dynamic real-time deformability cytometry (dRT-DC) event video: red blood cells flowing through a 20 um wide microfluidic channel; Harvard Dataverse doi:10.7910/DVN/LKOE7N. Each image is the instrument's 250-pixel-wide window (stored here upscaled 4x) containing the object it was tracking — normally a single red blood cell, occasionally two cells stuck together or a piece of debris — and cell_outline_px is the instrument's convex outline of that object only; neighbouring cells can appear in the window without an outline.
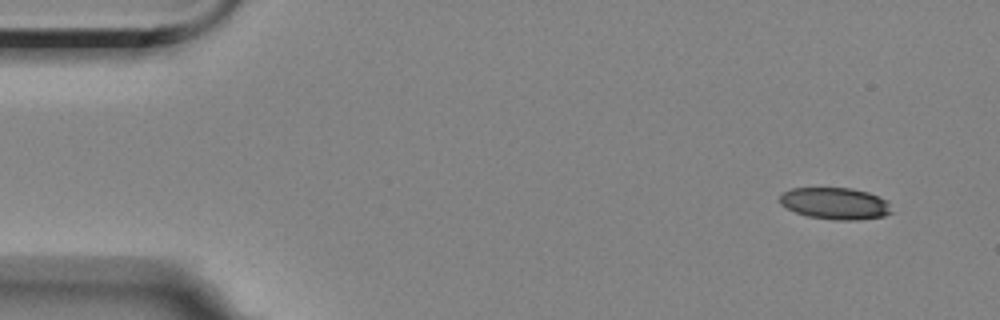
{"species": "Egyptian fruit bat (a non-hibernating species)", "species_latin": "Rousettus aegyptiacus", "temperature_condition": "room temperature", "stored_images_in_passage": 4, "camera_frame_rate_fps": 3000, "um_per_image_px": 0.085, "animal": {"sex": "female"}, "frame": {"image": 1, "passage_image": 1, "time_ms": 0.0, "image_size_px": [1000, 320], "cell_outline_px": [[892, 212], [884, 216], [856, 220], [836, 220], [808, 216], [796, 212], [780, 204], [780, 196], [784, 192], [792, 188], [852, 188], [868, 192], [880, 196], [888, 200]], "centroid_in_image_um": [71.03, 17.29], "position_along_channel_um": 14.0, "area_um2": 20.69}}